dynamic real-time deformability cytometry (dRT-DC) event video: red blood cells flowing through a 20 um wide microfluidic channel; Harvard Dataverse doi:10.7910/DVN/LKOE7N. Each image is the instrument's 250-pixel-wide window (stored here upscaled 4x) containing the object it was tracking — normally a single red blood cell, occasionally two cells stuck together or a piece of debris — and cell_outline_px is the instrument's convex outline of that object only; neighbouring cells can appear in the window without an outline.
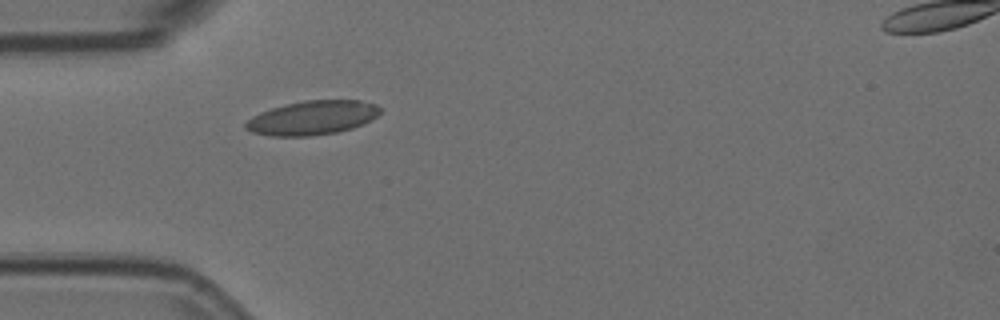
{"species": "Egyptian fruit bat (a non-hibernating species)", "species_latin": "Rousettus aegyptiacus", "temperature_condition": "room temperature", "stored_images_in_passage": 1, "camera_frame_rate_fps": 3000, "um_per_image_px": 0.085, "animal": {"sex": "female"}, "frame": {"image": 1, "passage_image": 1, "time_ms": 0.0, "image_size_px": [1000, 320], "cell_outline_px": [[384, 108], [376, 116], [364, 124], [352, 128], [336, 132], [308, 136], [272, 136], [252, 132], [244, 128], [244, 124], [252, 116], [260, 112], [272, 108], [304, 100], [360, 100], [376, 104]], "centroid_in_image_um": [26.57, 10.01], "position_along_channel_um": 58.4, "area_um2": 26.7}}